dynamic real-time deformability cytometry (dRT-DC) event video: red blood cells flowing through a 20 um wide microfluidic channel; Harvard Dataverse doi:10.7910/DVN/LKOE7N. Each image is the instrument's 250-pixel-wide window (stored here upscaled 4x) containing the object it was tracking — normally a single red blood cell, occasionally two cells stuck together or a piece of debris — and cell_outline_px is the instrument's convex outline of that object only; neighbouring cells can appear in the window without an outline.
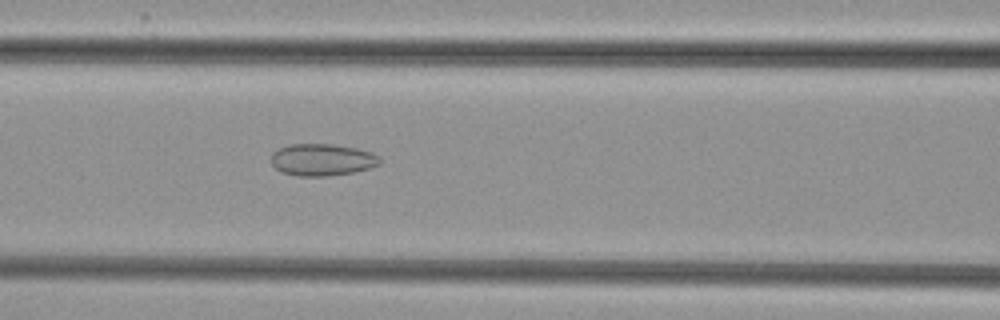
{"species": "common noctule bat (a hibernating species)", "species_latin": "Nyctalus noctula", "temperature_condition": "cold", "stored_images_in_passage": 54, "camera_frame_rate_fps": 3000, "um_per_image_px": 0.085, "animal": {"sex": "female", "body_mass_g": 29.2, "forearm_length_mm": 56.3}, "frame": {"image": 1, "passage_image": 24, "time_ms": 7.667, "image_size_px": [1000, 320], "cell_outline_px": [[380, 164], [368, 168], [352, 172], [324, 176], [296, 176], [280, 172], [272, 164], [272, 152], [288, 144], [332, 144], [356, 148], [372, 152], [380, 156]], "centroid_in_image_um": [27.37, 13.57], "position_along_channel_um": 139.2, "area_um2": 20.23}}
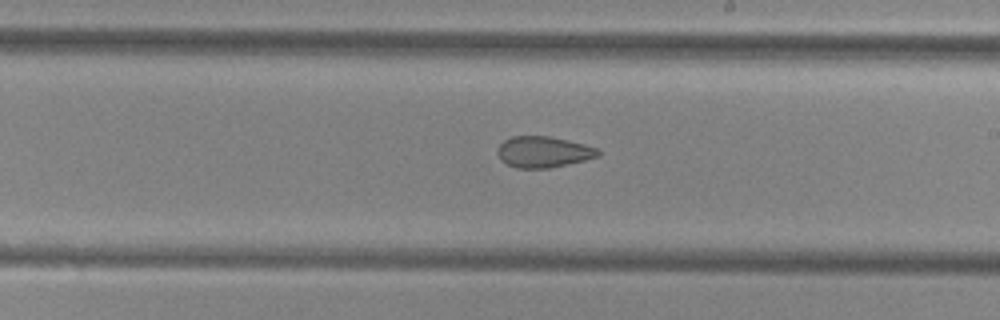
{"frame": {"image": 2, "passage_image": 32, "time_ms": 10.333, "image_size_px": [1000, 320], "cell_outline_px": [[600, 156], [584, 160], [548, 168], [516, 168], [500, 160], [496, 152], [496, 148], [504, 140], [512, 136], [548, 136], [584, 144], [600, 148]], "centroid_in_image_um": [46.17, 12.91], "position_along_channel_um": 242.8, "area_um2": 18.26}}
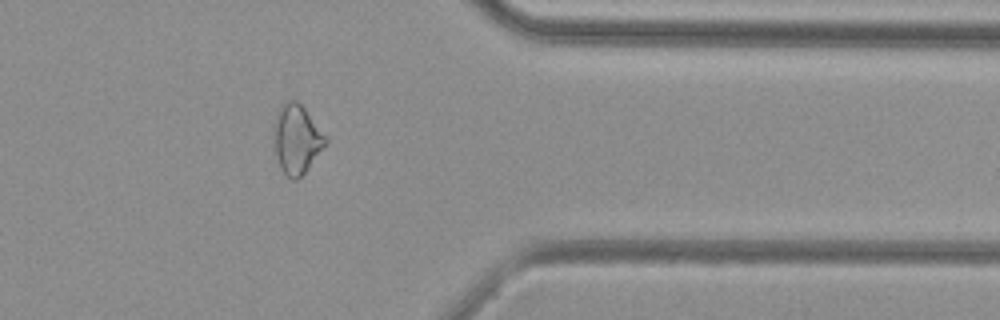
{"frame": {"image": 3, "passage_image": 44, "time_ms": 14.333, "image_size_px": [1000, 320], "cell_outline_px": [[328, 144], [304, 172], [296, 180], [292, 180], [280, 168], [276, 156], [272, 124], [276, 112], [280, 104], [288, 100], [296, 100], [304, 108], [328, 140]], "centroid_in_image_um": [25.18, 11.8], "position_along_channel_um": 386.2, "area_um2": 20.87}}